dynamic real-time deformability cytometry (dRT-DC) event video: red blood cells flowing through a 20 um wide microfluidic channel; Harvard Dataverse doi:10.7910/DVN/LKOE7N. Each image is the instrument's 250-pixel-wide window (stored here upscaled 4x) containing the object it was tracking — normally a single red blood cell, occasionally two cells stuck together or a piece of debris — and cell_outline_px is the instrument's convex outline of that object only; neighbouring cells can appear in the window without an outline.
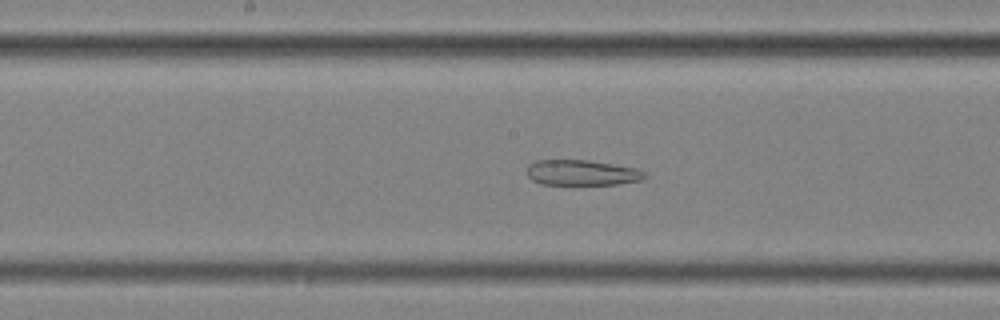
{"species": "common noctule bat (a hibernating species)", "species_latin": "Nyctalus noctula", "temperature_condition": "cold", "stored_images_in_passage": 57, "segment_of_instrument_passage": [2, 2], "camera_frame_rate_fps": 3000, "um_per_image_px": 0.085, "animal": {"sex": "female", "body_mass_g": 25.1}, "frame": {"image": 1, "passage_image": 30, "time_ms": 9.667, "image_size_px": [1000, 320], "cell_outline_px": [[648, 176], [644, 180], [616, 184], [540, 184], [532, 180], [528, 176], [528, 164], [536, 160], [588, 160], [636, 168], [644, 172]], "centroid_in_image_um": [49.47, 14.68], "position_along_channel_um": 198.7, "area_um2": 17.46}}
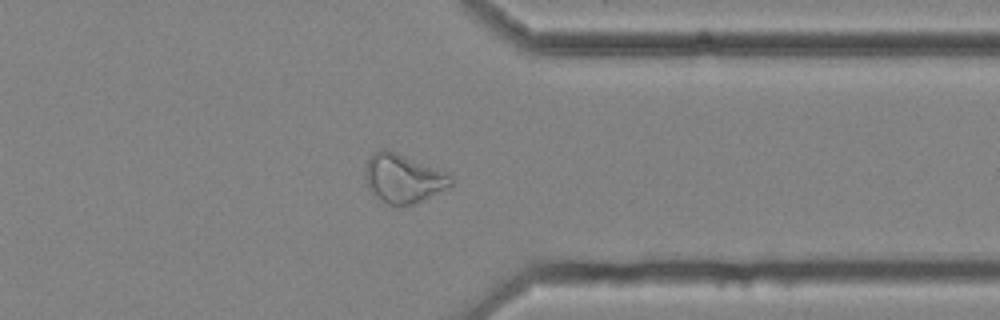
{"frame": {"image": 2, "passage_image": 45, "time_ms": 14.667, "image_size_px": [1000, 320], "cell_outline_px": [[452, 184], [412, 204], [388, 204], [380, 200], [364, 184], [364, 168], [368, 160], [376, 152], [384, 148], [452, 172]], "centroid_in_image_um": [34.26, 15.12], "position_along_channel_um": 377.1, "area_um2": 24.28}}